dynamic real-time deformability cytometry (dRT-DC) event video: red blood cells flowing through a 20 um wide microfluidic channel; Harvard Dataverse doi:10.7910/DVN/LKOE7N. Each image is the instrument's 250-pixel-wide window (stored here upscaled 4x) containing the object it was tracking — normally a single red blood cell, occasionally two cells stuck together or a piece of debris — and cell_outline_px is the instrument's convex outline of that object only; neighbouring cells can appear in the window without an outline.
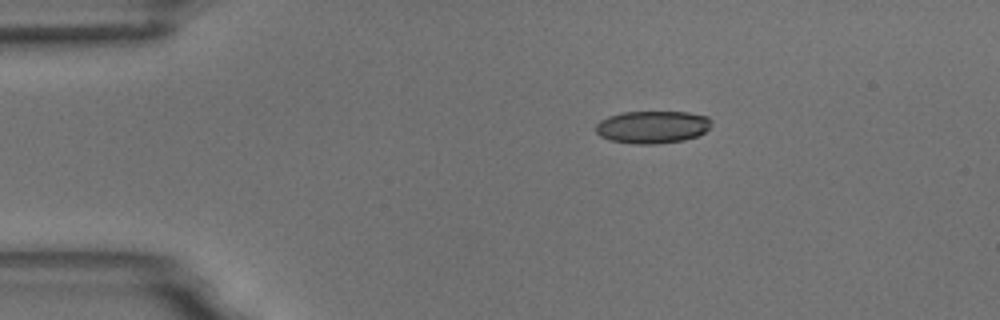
{"species": "common noctule bat (a hibernating species)", "species_latin": "Nyctalus noctula", "temperature_condition": "room temperature", "stored_images_in_passage": 7, "camera_frame_rate_fps": 3000, "um_per_image_px": 0.085, "animal": {"sex": "male", "body_mass_g": 18.8}, "frame": {"image": 1, "passage_image": 1, "time_ms": 0.0, "image_size_px": [1000, 320], "cell_outline_px": [[712, 124], [704, 132], [696, 136], [684, 140], [656, 144], [636, 144], [608, 140], [600, 136], [596, 132], [596, 124], [600, 120], [608, 116], [624, 112], [688, 112], [708, 116], [712, 120]], "centroid_in_image_um": [55.45, 10.79], "position_along_channel_um": 29.5, "area_um2": 22.02}}
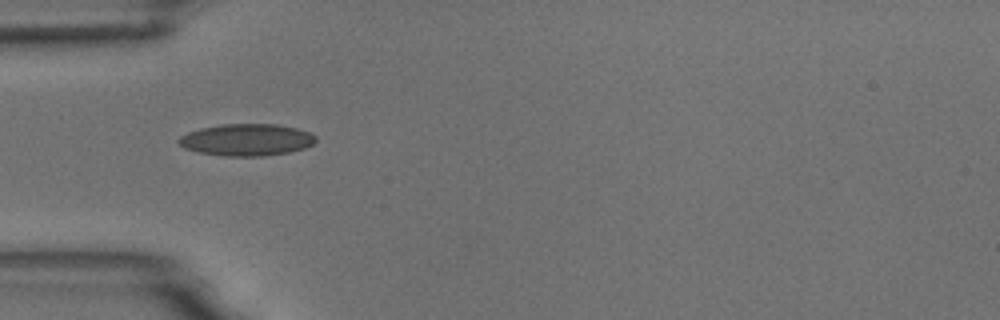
{"frame": {"image": 2, "passage_image": 3, "time_ms": 2.333, "image_size_px": [1000, 320], "cell_outline_px": [[316, 140], [312, 144], [304, 148], [288, 152], [264, 156], [224, 156], [200, 152], [184, 148], [176, 140], [180, 136], [188, 132], [200, 128], [224, 124], [276, 124], [296, 128], [312, 132], [316, 136]], "centroid_in_image_um": [20.97, 11.88], "position_along_channel_um": 64.0, "area_um2": 25.49}}
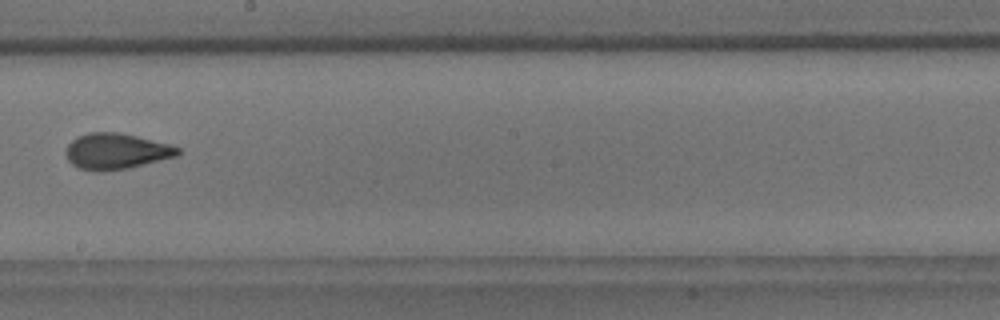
{"frame": {"image": 3, "passage_image": 7, "time_ms": 7.0, "image_size_px": [1000, 320], "cell_outline_px": [[180, 152], [176, 156], [128, 168], [100, 172], [96, 172], [80, 168], [72, 164], [68, 160], [64, 152], [68, 144], [76, 136], [88, 132], [116, 132], [136, 136], [172, 144], [180, 148]], "centroid_in_image_um": [9.85, 12.85], "position_along_channel_um": 238.4, "area_um2": 23.52}}